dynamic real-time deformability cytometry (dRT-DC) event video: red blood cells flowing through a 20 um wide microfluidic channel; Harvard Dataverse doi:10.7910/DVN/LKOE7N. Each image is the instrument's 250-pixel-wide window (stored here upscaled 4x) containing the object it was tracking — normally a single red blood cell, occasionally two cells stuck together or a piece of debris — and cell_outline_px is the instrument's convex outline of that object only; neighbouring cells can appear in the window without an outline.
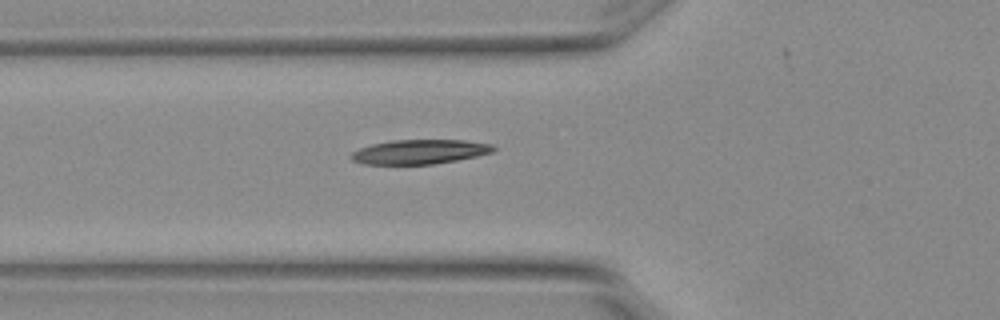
{"species": "Egyptian fruit bat (a non-hibernating species)", "species_latin": "Rousettus aegyptiacus", "temperature_condition": "warm", "stored_images_in_passage": 4, "camera_frame_rate_fps": 3000, "um_per_image_px": 0.085, "animal": {"sex": "female"}, "frame": {"image": 1, "passage_image": 4, "time_ms": 1.0, "image_size_px": [1000, 320], "cell_outline_px": [[496, 148], [492, 152], [476, 156], [456, 160], [432, 164], [364, 164], [352, 160], [352, 152], [360, 148], [372, 144], [392, 140], [464, 140], [492, 144]], "centroid_in_image_um": [35.68, 12.9], "position_along_channel_um": 90.1, "area_um2": 20.06}}